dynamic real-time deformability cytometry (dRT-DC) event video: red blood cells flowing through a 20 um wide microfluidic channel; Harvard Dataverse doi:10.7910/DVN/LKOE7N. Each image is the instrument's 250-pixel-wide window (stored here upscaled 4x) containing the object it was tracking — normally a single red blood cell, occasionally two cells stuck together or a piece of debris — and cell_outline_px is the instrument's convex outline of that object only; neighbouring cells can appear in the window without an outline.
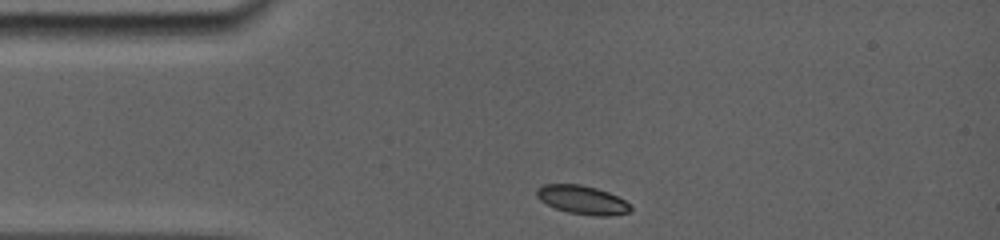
{"species": "common noctule bat (a hibernating species)", "species_latin": "Nyctalus noctula", "temperature_condition": "room temperature", "stored_images_in_passage": 58, "camera_frame_rate_fps": 5000, "um_per_image_px": 0.085, "animal": {"sex": "female", "body_mass_g": 19.0, "forearm_length_mm": 56.7}, "frame": {"image": 1, "passage_image": 1, "time_ms": 0.0, "image_size_px": [1000, 240], "cell_outline_px": [[632, 208], [628, 212], [608, 216], [596, 216], [568, 212], [556, 208], [540, 200], [536, 196], [536, 188], [544, 184], [580, 184], [596, 188], [608, 192], [624, 200]], "centroid_in_image_um": [49.46, 16.98], "position_along_channel_um": 35.5, "area_um2": 15.49}}
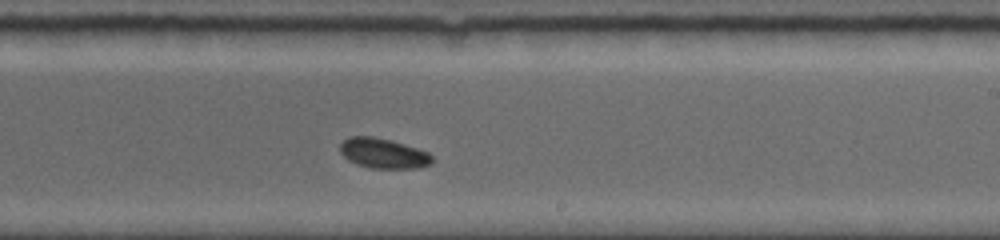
{"frame": {"image": 2, "passage_image": 34, "time_ms": 6.6, "image_size_px": [1000, 240], "cell_outline_px": [[432, 164], [420, 168], [372, 168], [356, 164], [348, 160], [340, 152], [340, 144], [348, 136], [372, 136], [392, 140], [428, 152], [432, 156]], "centroid_in_image_um": [32.58, 13.03], "position_along_channel_um": 256.4, "area_um2": 16.18}}
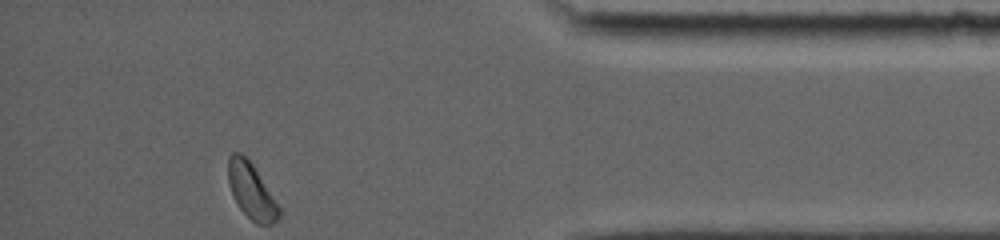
{"frame": {"image": 3, "passage_image": 58, "time_ms": 11.4, "image_size_px": [1000, 240], "cell_outline_px": [[280, 216], [272, 224], [256, 224], [240, 208], [232, 196], [228, 184], [228, 156], [232, 152], [240, 152], [252, 164], [280, 208]], "centroid_in_image_um": [21.33, 16.23], "position_along_channel_um": 413.9, "area_um2": 16.18}}